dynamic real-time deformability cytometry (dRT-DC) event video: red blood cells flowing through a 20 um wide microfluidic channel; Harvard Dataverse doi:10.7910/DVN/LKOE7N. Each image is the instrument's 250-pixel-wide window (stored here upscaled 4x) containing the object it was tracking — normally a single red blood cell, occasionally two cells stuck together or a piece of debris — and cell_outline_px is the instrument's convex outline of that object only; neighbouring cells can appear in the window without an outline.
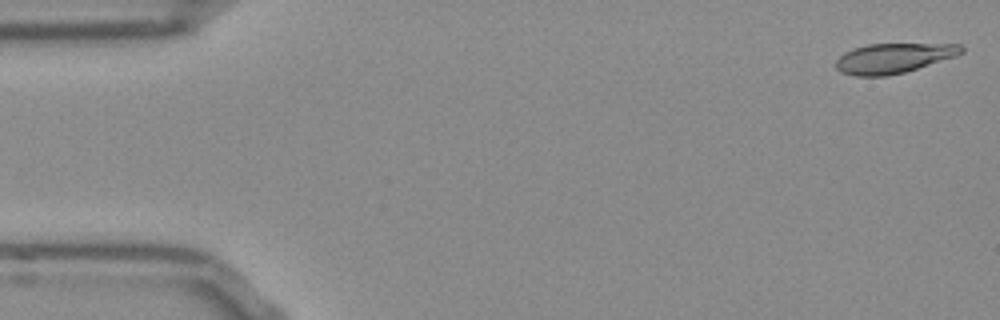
{"species": "Egyptian fruit bat (a non-hibernating species)", "species_latin": "Rousettus aegyptiacus", "temperature_condition": "room temperature", "stored_images_in_passage": 12, "camera_frame_rate_fps": 3000, "um_per_image_px": 0.085, "frame": {"image": 1, "passage_image": 1, "time_ms": 0.0, "image_size_px": [1000, 320], "cell_outline_px": [[964, 52], [956, 56], [904, 72], [888, 76], [856, 76], [840, 72], [836, 68], [836, 60], [844, 52], [852, 48], [868, 44], [960, 44], [964, 48]], "centroid_in_image_um": [75.93, 4.94], "position_along_channel_um": 9.1, "area_um2": 21.85}}